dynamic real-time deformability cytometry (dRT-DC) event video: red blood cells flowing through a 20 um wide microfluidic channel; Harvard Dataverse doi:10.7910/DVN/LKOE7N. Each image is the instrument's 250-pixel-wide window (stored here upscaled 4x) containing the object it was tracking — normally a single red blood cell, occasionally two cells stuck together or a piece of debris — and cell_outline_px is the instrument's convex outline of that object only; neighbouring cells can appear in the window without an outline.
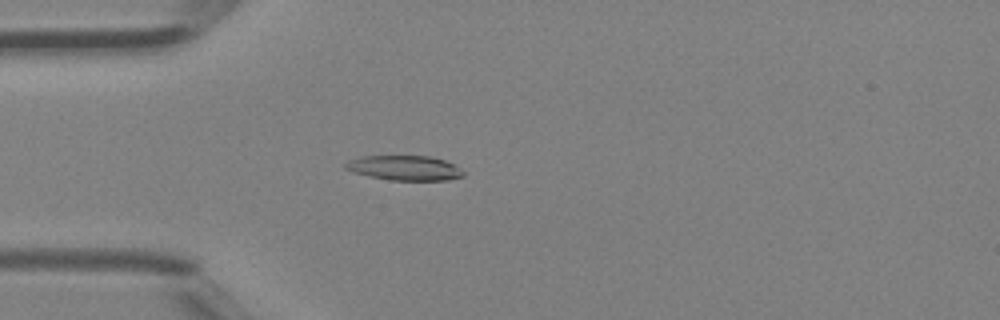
{"species": "Egyptian fruit bat (a non-hibernating species)", "species_latin": "Rousettus aegyptiacus", "temperature_condition": "room temperature", "stored_images_in_passage": 3, "camera_frame_rate_fps": 3000, "um_per_image_px": 0.085, "animal": {"sex": "female"}, "frame": {"image": 1, "passage_image": 3, "time_ms": 0.667, "image_size_px": [1000, 320], "cell_outline_px": [[464, 176], [448, 180], [388, 180], [352, 172], [344, 168], [344, 164], [348, 160], [360, 156], [432, 156], [444, 160], [452, 164], [464, 172]], "centroid_in_image_um": [34.35, 14.27], "position_along_channel_um": 50.6, "area_um2": 17.05}}